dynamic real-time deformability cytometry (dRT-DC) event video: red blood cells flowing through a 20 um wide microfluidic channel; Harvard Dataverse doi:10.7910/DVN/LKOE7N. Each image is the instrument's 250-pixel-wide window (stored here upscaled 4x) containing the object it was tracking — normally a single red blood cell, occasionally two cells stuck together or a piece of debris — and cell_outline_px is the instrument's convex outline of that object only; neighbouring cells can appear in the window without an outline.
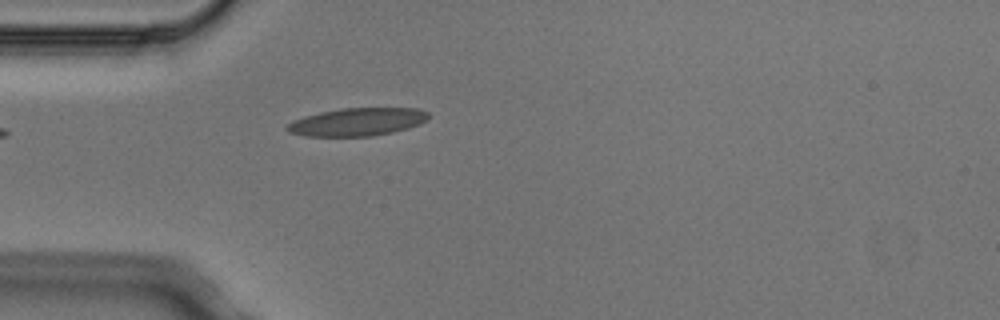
{"species": "Egyptian fruit bat (a non-hibernating species)", "species_latin": "Rousettus aegyptiacus", "temperature_condition": "cold", "stored_images_in_passage": 4, "camera_frame_rate_fps": 3000, "um_per_image_px": 0.085, "animal": {"sex": "male"}, "frame": {"image": 1, "passage_image": 4, "time_ms": 1.0, "image_size_px": [1000, 320], "cell_outline_px": [[428, 120], [420, 124], [408, 128], [392, 132], [372, 136], [304, 136], [288, 132], [284, 128], [292, 120], [304, 116], [320, 112], [344, 108], [416, 108], [428, 112]], "centroid_in_image_um": [30.35, 10.36], "position_along_channel_um": 54.7, "area_um2": 23.06}}